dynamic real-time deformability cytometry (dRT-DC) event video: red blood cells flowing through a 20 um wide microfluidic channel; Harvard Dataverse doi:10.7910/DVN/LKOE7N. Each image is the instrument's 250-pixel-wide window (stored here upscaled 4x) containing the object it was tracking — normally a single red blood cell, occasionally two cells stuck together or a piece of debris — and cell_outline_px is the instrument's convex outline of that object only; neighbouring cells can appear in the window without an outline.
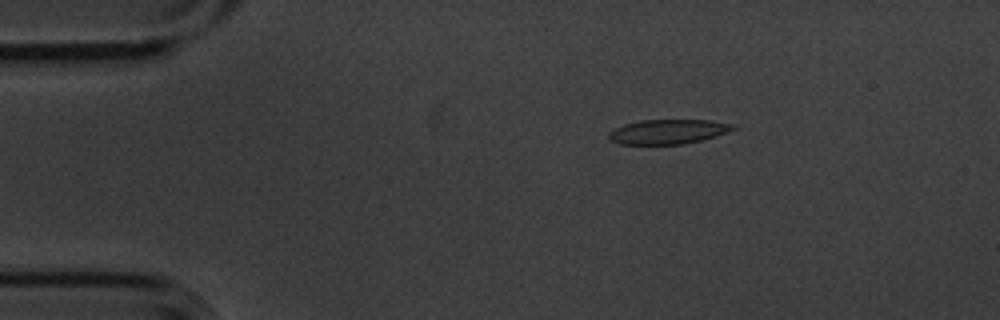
{"species": "common noctule bat (a hibernating species)", "species_latin": "Nyctalus noctula", "temperature_condition": "cold", "stored_images_in_passage": 4, "camera_frame_rate_fps": 3000, "um_per_image_px": 0.085, "animal": {"sex": "male", "body_mass_g": 20.1, "forearm_length_mm": 53.5}, "frame": {"image": 1, "passage_image": 2, "time_ms": 0.333, "image_size_px": [1000, 320], "cell_outline_px": [[736, 128], [700, 140], [684, 144], [620, 144], [608, 140], [608, 132], [624, 124], [640, 120], [712, 120], [736, 124]], "centroid_in_image_um": [56.73, 11.18], "position_along_channel_um": 28.3, "area_um2": 17.69}}